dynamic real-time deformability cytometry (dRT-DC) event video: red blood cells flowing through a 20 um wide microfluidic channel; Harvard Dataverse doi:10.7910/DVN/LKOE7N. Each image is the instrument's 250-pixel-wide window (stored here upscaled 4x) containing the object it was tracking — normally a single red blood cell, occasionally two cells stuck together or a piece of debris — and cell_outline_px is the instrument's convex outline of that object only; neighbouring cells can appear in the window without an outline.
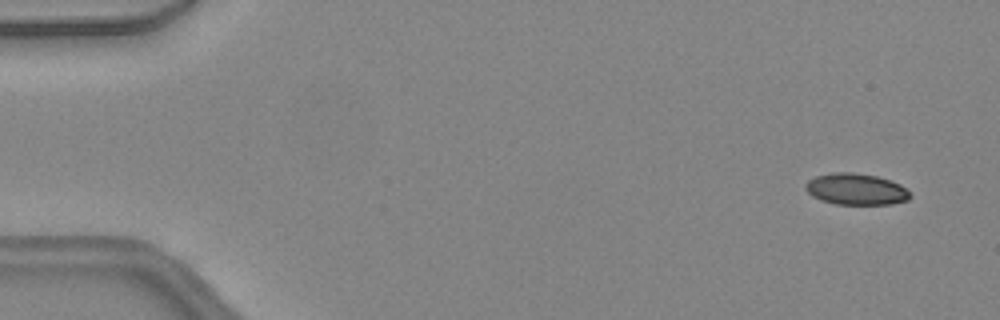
{"species": "common noctule bat (a hibernating species)", "species_latin": "Nyctalus noctula", "temperature_condition": "warm", "stored_images_in_passage": 44, "camera_frame_rate_fps": 3000, "um_per_image_px": 0.085, "animal": {"sex": "female", "body_mass_g": 24.6, "forearm_length_mm": 56.2}, "frame": {"image": 1, "passage_image": 1, "time_ms": 0.0, "image_size_px": [1000, 320], "cell_outline_px": [[912, 196], [908, 200], [892, 204], [836, 204], [820, 200], [812, 196], [804, 188], [804, 184], [808, 180], [816, 176], [832, 172], [852, 172], [876, 176], [892, 180], [900, 184]], "centroid_in_image_um": [72.74, 16.07], "position_along_channel_um": 12.3, "area_um2": 19.25}}
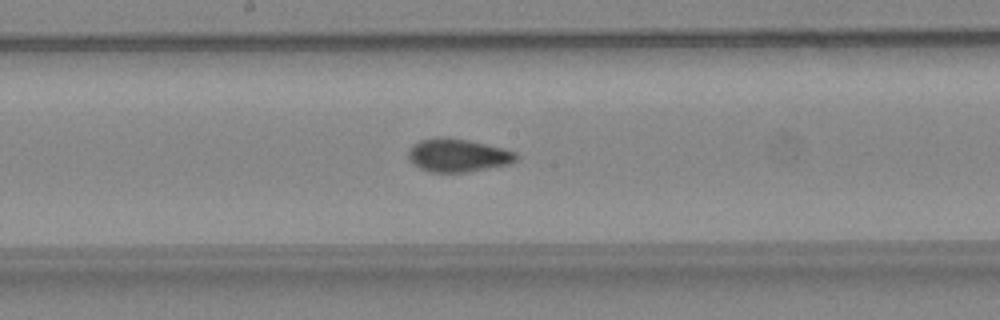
{"frame": {"image": 2, "passage_image": 23, "time_ms": 7.333, "image_size_px": [1000, 320], "cell_outline_px": [[520, 156], [512, 164], [468, 172], [432, 172], [420, 168], [408, 156], [408, 152], [412, 144], [420, 140], [436, 136], [444, 136], [468, 140], [504, 148], [516, 152]], "centroid_in_image_um": [38.96, 13.19], "position_along_channel_um": 209.2, "area_um2": 21.04}}
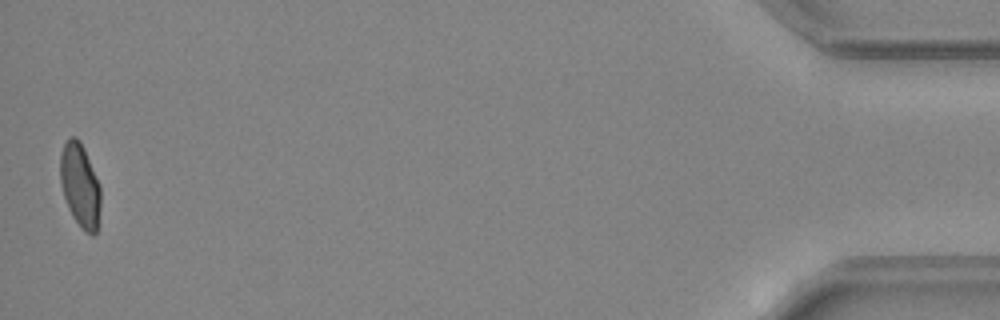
{"frame": {"image": 3, "passage_image": 44, "time_ms": 14.333, "image_size_px": [1000, 320], "cell_outline_px": [[100, 208], [96, 232], [92, 236], [84, 232], [72, 216], [68, 208], [60, 184], [60, 152], [64, 144], [72, 136], [76, 136], [80, 140], [84, 148], [100, 184]], "centroid_in_image_um": [6.8, 15.76], "position_along_channel_um": 428.4, "area_um2": 19.88}, "authors_computed_cell_mechanics": {"area_um2": 20.4034, "velocity_mm_per_s": 4.4815, "shape_relaxation_time_tau1_ms": null, "shape_relaxation_time_tau2_ms": 0.7265, "deformation_change_tau1": null, "deformation_change_tau2": 0.0662}}